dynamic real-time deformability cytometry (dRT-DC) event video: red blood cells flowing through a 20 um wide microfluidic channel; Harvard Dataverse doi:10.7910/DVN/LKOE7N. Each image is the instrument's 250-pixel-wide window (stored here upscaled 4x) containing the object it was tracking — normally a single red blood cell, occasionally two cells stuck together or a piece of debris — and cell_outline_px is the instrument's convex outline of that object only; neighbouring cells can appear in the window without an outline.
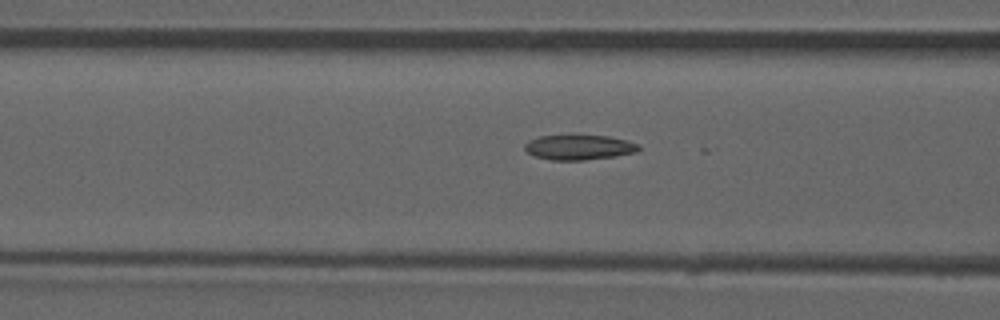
{"species": "common noctule bat (a hibernating species)", "species_latin": "Nyctalus noctula", "temperature_condition": "room temperature", "stored_images_in_passage": 38, "camera_frame_rate_fps": 3000, "um_per_image_px": 0.085, "animal": {"sex": "male", "forearm_length_mm": 52.5}, "frame": {"image": 1, "passage_image": 20, "time_ms": 6.333, "image_size_px": [1000, 320], "cell_outline_px": [[640, 148], [636, 152], [612, 156], [584, 160], [552, 160], [536, 156], [528, 152], [524, 148], [524, 144], [528, 140], [540, 136], [572, 132], [576, 132], [608, 136], [628, 140], [640, 144]], "centroid_in_image_um": [49.2, 12.45], "position_along_channel_um": 117.4, "area_um2": 17.4}}